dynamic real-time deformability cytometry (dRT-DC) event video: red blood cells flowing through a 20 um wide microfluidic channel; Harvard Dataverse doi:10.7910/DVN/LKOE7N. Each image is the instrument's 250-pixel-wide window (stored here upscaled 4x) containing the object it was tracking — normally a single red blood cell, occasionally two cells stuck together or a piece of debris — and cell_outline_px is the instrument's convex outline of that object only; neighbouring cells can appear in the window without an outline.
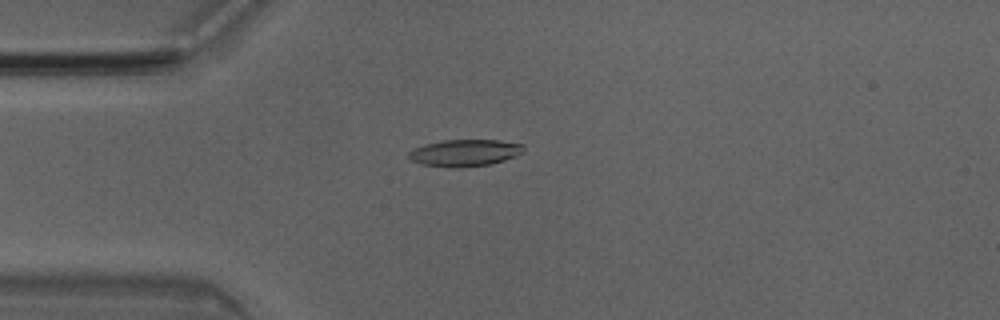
{"species": "Egyptian fruit bat (a non-hibernating species)", "species_latin": "Rousettus aegyptiacus", "temperature_condition": "room temperature", "stored_images_in_passage": 51, "camera_frame_rate_fps": 3000, "um_per_image_px": 0.085, "animal": {"sex": "male"}, "frame": {"image": 1, "passage_image": 13, "time_ms": 4.0, "image_size_px": [1000, 320], "cell_outline_px": [[524, 152], [516, 156], [492, 164], [460, 168], [448, 168], [420, 164], [412, 160], [408, 156], [408, 152], [412, 148], [424, 144], [444, 140], [500, 140], [524, 144]], "centroid_in_image_um": [39.5, 13.0], "position_along_channel_um": 45.5, "area_um2": 18.32}}
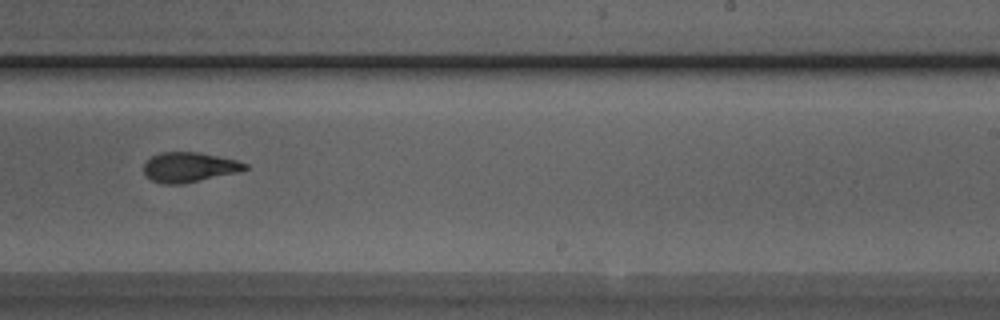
{"frame": {"image": 2, "passage_image": 31, "time_ms": 10.0, "image_size_px": [1000, 320], "cell_outline_px": [[248, 168], [240, 172], [184, 184], [164, 184], [152, 180], [144, 172], [144, 164], [152, 156], [160, 152], [200, 152], [236, 160], [248, 164]], "centroid_in_image_um": [16.12, 14.21], "position_along_channel_um": 272.9, "area_um2": 17.69}}
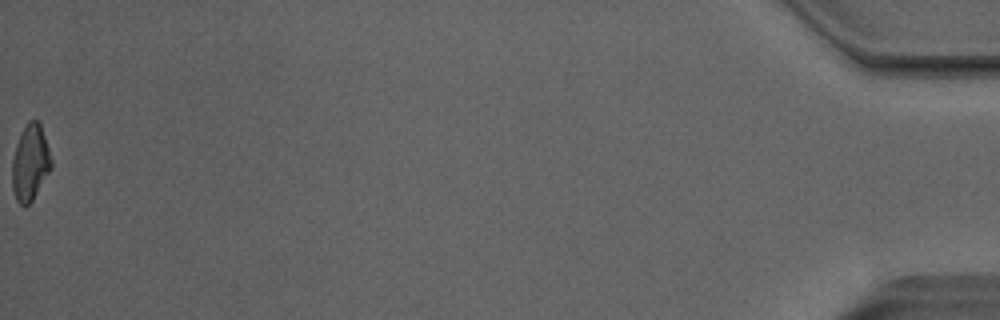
{"frame": {"image": 3, "passage_image": 51, "time_ms": 16.667, "image_size_px": [1000, 320], "cell_outline_px": [[52, 168], [32, 200], [24, 208], [16, 200], [12, 188], [12, 160], [16, 144], [20, 132], [28, 120], [36, 120], [40, 124], [52, 160]], "centroid_in_image_um": [2.55, 13.84], "position_along_channel_um": 432.6, "area_um2": 17.34}, "authors_computed_cell_mechanics": {"area_um2": 17.9758, "velocity_mm_per_s": 4.044, "shape_relaxation_time_tau1_ms": 4.5667, "shape_relaxation_time_tau2_ms": 4.2501, "deformation_change_tau1": 0.1898, "deformation_change_tau2": 0.0946}}